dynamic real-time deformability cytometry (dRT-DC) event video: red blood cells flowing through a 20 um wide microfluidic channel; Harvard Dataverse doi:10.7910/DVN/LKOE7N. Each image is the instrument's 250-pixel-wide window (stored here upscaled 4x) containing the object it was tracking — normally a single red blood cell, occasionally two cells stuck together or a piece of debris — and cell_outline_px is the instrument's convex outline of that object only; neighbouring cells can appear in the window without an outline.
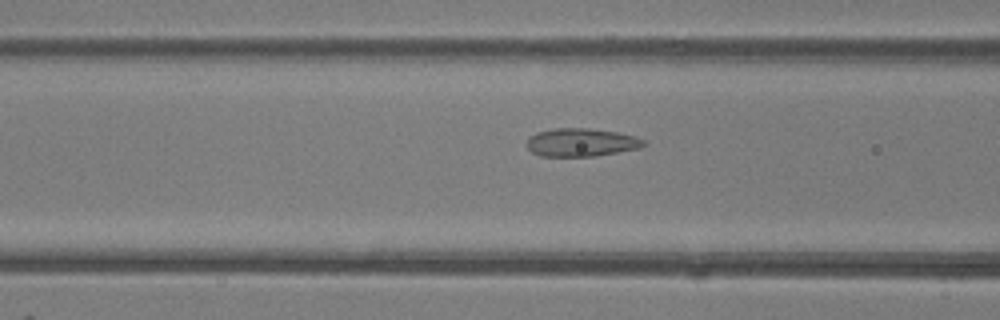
{"species": "common noctule bat (a hibernating species)", "species_latin": "Nyctalus noctula", "temperature_condition": "room temperature", "stored_images_in_passage": 46, "camera_frame_rate_fps": 3000, "um_per_image_px": 0.085, "animal": {"sex": "female"}, "frame": {"image": 1, "passage_image": 16, "time_ms": 5.0, "image_size_px": [1000, 320], "cell_outline_px": [[648, 144], [640, 148], [596, 156], [540, 156], [532, 152], [524, 144], [528, 136], [536, 132], [552, 128], [588, 128], [616, 132], [636, 136], [644, 140]], "centroid_in_image_um": [49.37, 12.1], "position_along_channel_um": 117.2, "area_um2": 19.48}}
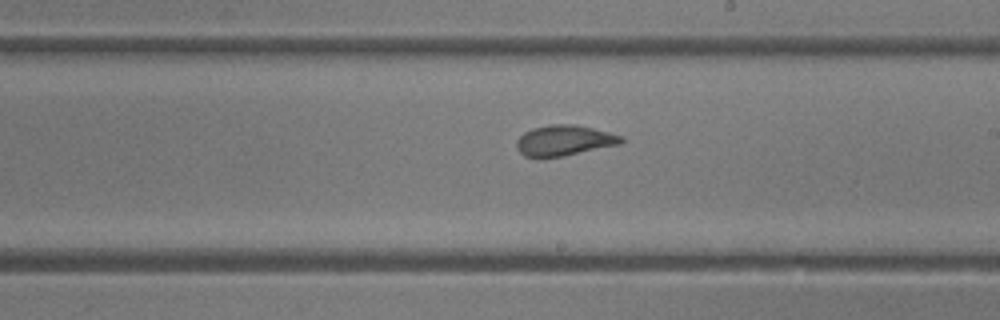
{"frame": {"image": 2, "passage_image": 25, "time_ms": 8.0, "image_size_px": [1000, 320], "cell_outline_px": [[624, 140], [620, 144], [564, 156], [544, 160], [536, 160], [524, 156], [516, 148], [516, 140], [524, 132], [532, 128], [548, 124], [576, 124], [624, 136]], "centroid_in_image_um": [47.89, 11.97], "position_along_channel_um": 241.1, "area_um2": 19.25}}
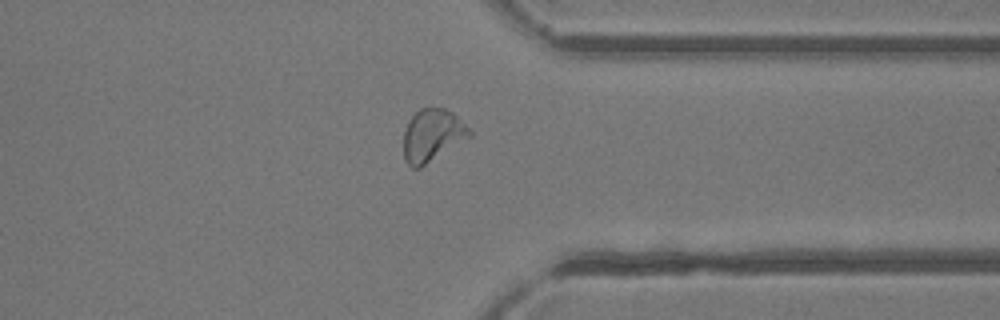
{"frame": {"image": 3, "passage_image": 35, "time_ms": 11.333, "image_size_px": [1000, 320], "cell_outline_px": [[472, 136], [420, 168], [412, 168], [404, 160], [404, 132], [408, 120], [420, 108], [444, 108], [452, 112], [472, 132]], "centroid_in_image_um": [36.73, 11.51], "position_along_channel_um": 374.7, "area_um2": 20.06}, "authors_computed_cell_mechanics": {"area_um2": 20.2878, "velocity_mm_per_s": 4.127, "shape_relaxation_time_tau1_ms": null, "shape_relaxation_time_tau2_ms": 0.9392, "deformation_change_tau1": null, "deformation_change_tau2": 0.0816}}